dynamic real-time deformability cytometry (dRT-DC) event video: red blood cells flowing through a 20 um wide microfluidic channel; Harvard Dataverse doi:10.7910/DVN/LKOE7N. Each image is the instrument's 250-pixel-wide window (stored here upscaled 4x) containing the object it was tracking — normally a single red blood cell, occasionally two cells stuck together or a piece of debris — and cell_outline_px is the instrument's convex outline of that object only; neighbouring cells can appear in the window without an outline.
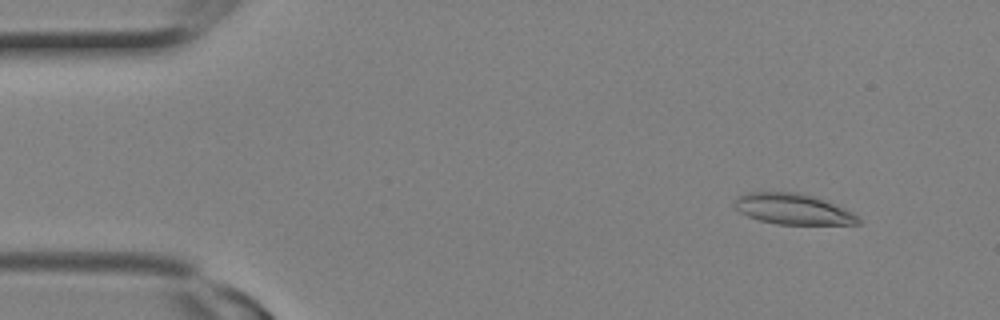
{"species": "Egyptian fruit bat (a non-hibernating species)", "species_latin": "Rousettus aegyptiacus", "temperature_condition": "room temperature", "stored_images_in_passage": 8, "camera_frame_rate_fps": 3000, "um_per_image_px": 0.085, "animal": {"sex": "female"}, "frame": {"image": 1, "passage_image": 3, "time_ms": 0.667, "image_size_px": [1000, 320], "cell_outline_px": [[860, 224], [776, 224], [760, 220], [748, 216], [740, 212], [732, 204], [736, 196], [748, 192], [796, 192], [812, 196], [824, 200], [844, 208], [852, 212], [860, 220]], "centroid_in_image_um": [67.35, 17.76], "position_along_channel_um": 17.7, "area_um2": 22.02}}
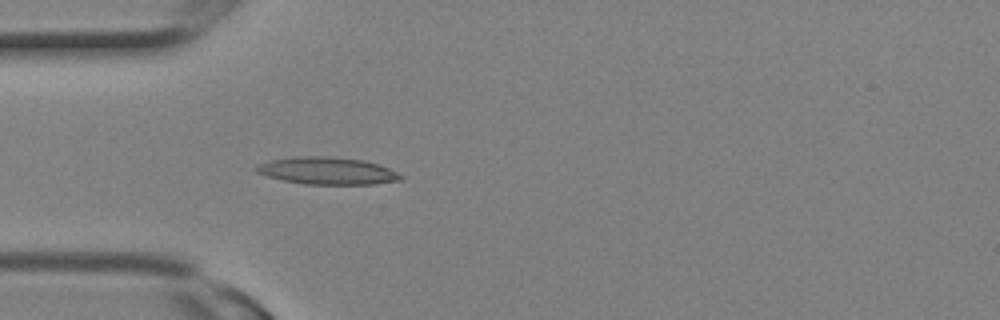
{"frame": {"image": 2, "passage_image": 8, "time_ms": 2.333, "image_size_px": [1000, 320], "cell_outline_px": [[404, 176], [400, 180], [376, 184], [304, 184], [284, 180], [268, 176], [256, 172], [252, 168], [268, 160], [296, 156], [328, 156], [360, 160], [380, 164]], "centroid_in_image_um": [27.8, 14.51], "position_along_channel_um": 57.2, "area_um2": 22.89}}